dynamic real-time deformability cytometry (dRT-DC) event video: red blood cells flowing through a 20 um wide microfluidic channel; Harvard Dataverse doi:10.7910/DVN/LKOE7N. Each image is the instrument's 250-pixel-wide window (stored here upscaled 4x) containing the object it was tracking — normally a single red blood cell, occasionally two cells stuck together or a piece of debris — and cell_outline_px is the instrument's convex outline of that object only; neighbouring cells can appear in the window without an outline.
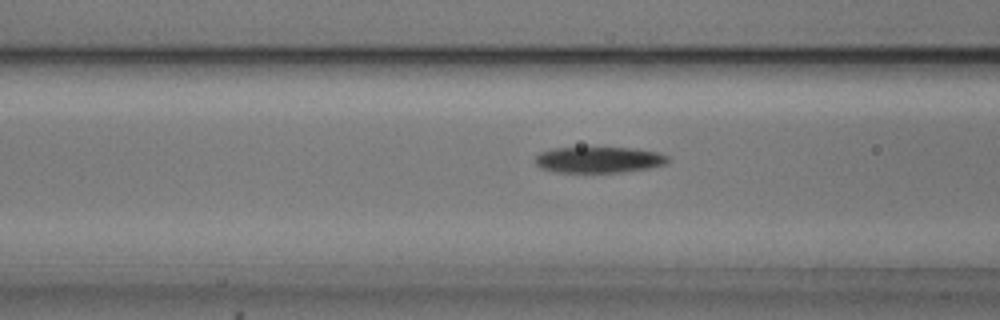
{"species": "common noctule bat (a hibernating species)", "species_latin": "Nyctalus noctula", "temperature_condition": "cold", "stored_images_in_passage": 46, "camera_frame_rate_fps": 3000, "um_per_image_px": 0.085, "animal": {"sex": "male", "body_mass_g": 20.5, "forearm_length_mm": 52.5}, "frame": {"image": 1, "passage_image": 13, "time_ms": 4.0, "image_size_px": [1000, 320], "cell_outline_px": [[668, 164], [648, 168], [620, 172], [556, 172], [540, 168], [536, 164], [536, 156], [540, 152], [552, 148], [632, 148], [656, 152], [668, 156]], "centroid_in_image_um": [50.89, 13.58], "position_along_channel_um": 115.7, "area_um2": 20.0}}
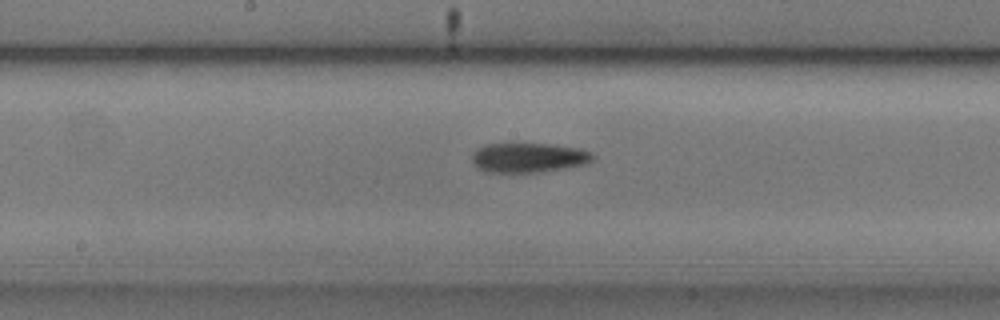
{"frame": {"image": 2, "passage_image": 20, "time_ms": 6.333, "image_size_px": [1000, 320], "cell_outline_px": [[596, 156], [588, 164], [540, 172], [484, 172], [476, 168], [472, 160], [472, 152], [476, 148], [484, 144], [548, 144], [580, 148], [592, 152]], "centroid_in_image_um": [44.92, 13.4], "position_along_channel_um": 203.3, "area_um2": 21.1}}
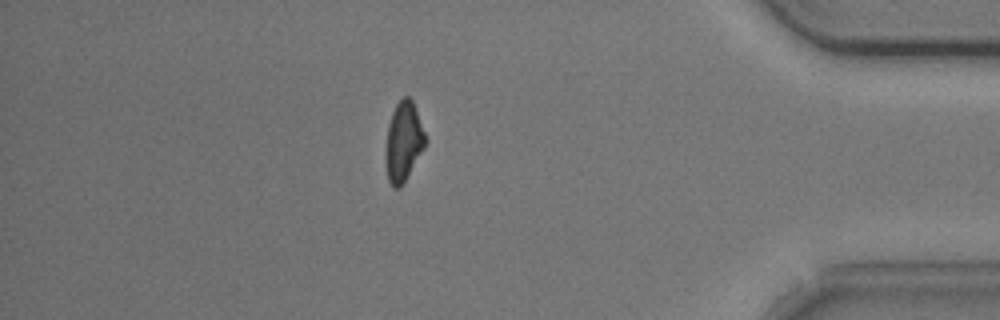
{"frame": {"image": 3, "passage_image": 39, "time_ms": 12.667, "image_size_px": [1000, 320], "cell_outline_px": [[428, 140], [424, 148], [400, 188], [392, 188], [388, 180], [384, 160], [384, 152], [388, 124], [392, 112], [396, 104], [404, 96], [408, 96], [412, 100]], "centroid_in_image_um": [34.27, 12.06], "position_along_channel_um": 400.9, "area_um2": 18.61}, "authors_computed_cell_mechanics": {"area_um2": 20.1144, "velocity_mm_per_s": 3.7327, "shape_relaxation_time_tau1_ms": 4.4827, "shape_relaxation_time_tau2_ms": null, "deformation_change_tau1": 0.1636, "deformation_change_tau2": null}}